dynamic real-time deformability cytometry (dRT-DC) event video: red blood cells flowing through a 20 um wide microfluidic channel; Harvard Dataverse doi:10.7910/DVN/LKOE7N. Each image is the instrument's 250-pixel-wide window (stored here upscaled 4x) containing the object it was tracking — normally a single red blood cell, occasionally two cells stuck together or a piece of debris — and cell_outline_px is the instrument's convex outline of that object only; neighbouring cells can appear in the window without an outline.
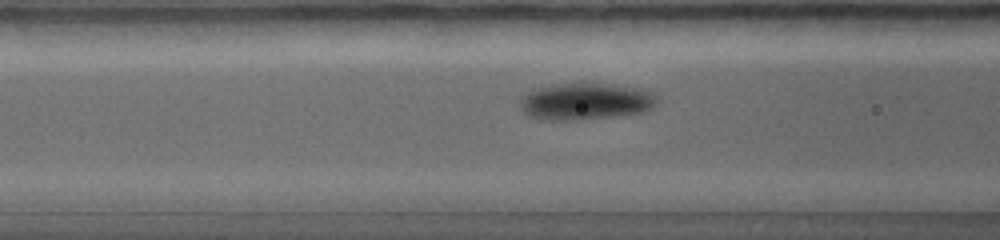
{"species": "common noctule bat (a hibernating species)", "species_latin": "Nyctalus noctula", "temperature_condition": "warm", "stored_images_in_passage": 34, "camera_frame_rate_fps": 5000, "um_per_image_px": 0.085, "animal": {"sex": "female", "body_mass_g": 19.0, "forearm_length_mm": 56.7}, "frame": {"image": 1, "passage_image": 11, "time_ms": 2.0, "image_size_px": [1000, 240], "cell_outline_px": [[656, 104], [652, 108], [644, 112], [620, 116], [584, 120], [540, 120], [528, 116], [520, 108], [520, 96], [528, 92], [540, 88], [556, 84], [600, 84], [632, 88], [652, 92], [656, 96]], "centroid_in_image_um": [49.73, 8.66], "position_along_channel_um": 116.9, "area_um2": 29.25}}
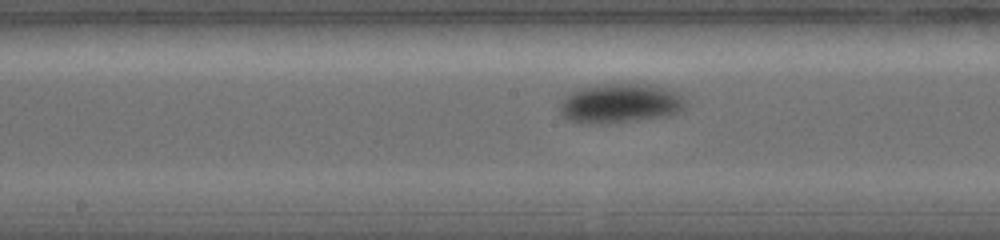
{"frame": {"image": 2, "passage_image": 17, "time_ms": 3.2, "image_size_px": [1000, 240], "cell_outline_px": [[684, 108], [680, 112], [668, 116], [636, 120], [600, 124], [588, 124], [568, 120], [560, 116], [560, 104], [568, 96], [580, 88], [616, 84], [636, 84], [660, 88], [676, 92], [684, 100]], "centroid_in_image_um": [52.69, 8.83], "position_along_channel_um": 195.5, "area_um2": 28.15}}
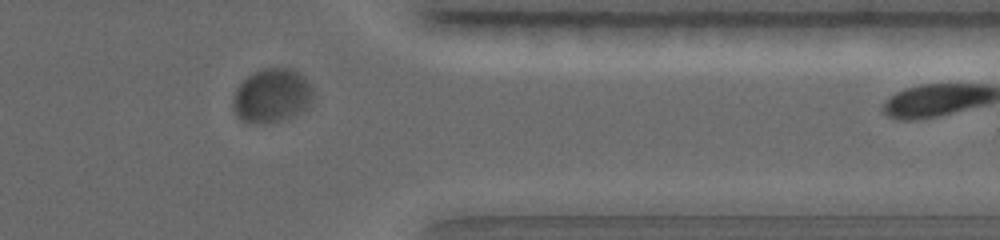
{"frame": {"image": 3, "passage_image": 32, "time_ms": 6.2, "image_size_px": [1000, 240], "cell_outline_px": [[312, 100], [300, 112], [292, 116], [280, 120], [260, 124], [256, 124], [240, 120], [236, 116], [232, 108], [232, 100], [236, 88], [248, 76], [264, 68], [292, 68], [304, 76], [312, 88]], "centroid_in_image_um": [23.07, 8.13], "position_along_channel_um": 388.3, "area_um2": 25.09}}